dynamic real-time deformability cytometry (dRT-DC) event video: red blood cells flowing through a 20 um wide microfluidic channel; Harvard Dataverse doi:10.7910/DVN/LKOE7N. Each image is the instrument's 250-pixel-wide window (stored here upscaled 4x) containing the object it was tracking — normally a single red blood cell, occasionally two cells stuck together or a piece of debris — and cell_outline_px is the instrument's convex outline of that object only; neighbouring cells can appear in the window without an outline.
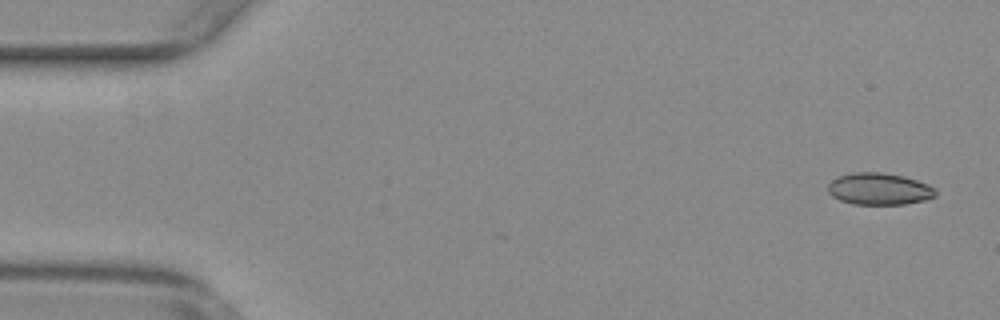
{"species": "common noctule bat (a hibernating species)", "species_latin": "Nyctalus noctula", "temperature_condition": "warm", "stored_images_in_passage": 55, "camera_frame_rate_fps": 3000, "um_per_image_px": 0.085, "animal": {"sex": "female", "body_mass_g": 29.2, "forearm_length_mm": 56.3}, "frame": {"image": 1, "passage_image": 3, "time_ms": 0.667, "image_size_px": [1000, 320], "cell_outline_px": [[936, 196], [924, 200], [904, 204], [852, 204], [840, 200], [832, 196], [828, 192], [828, 184], [832, 180], [840, 176], [852, 172], [884, 172], [904, 176], [928, 184], [936, 188]], "centroid_in_image_um": [74.74, 16.05], "position_along_channel_um": 10.3, "area_um2": 20.06}}
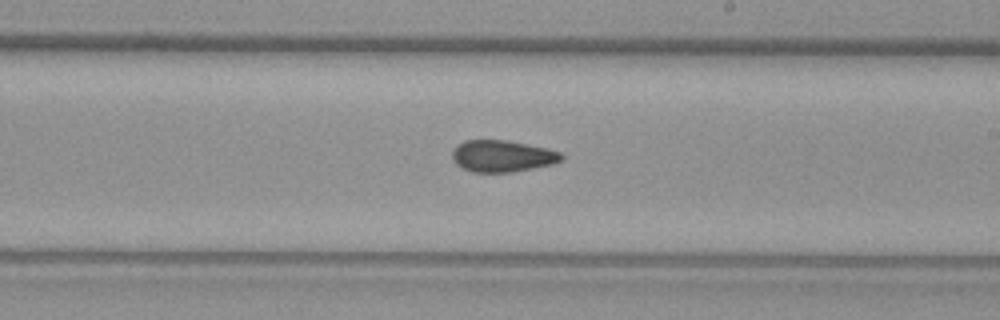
{"frame": {"image": 2, "passage_image": 32, "time_ms": 10.333, "image_size_px": [1000, 320], "cell_outline_px": [[564, 160], [552, 164], [512, 172], [472, 172], [460, 168], [452, 160], [452, 152], [456, 144], [464, 140], [504, 140], [548, 148], [560, 152], [564, 156]], "centroid_in_image_um": [42.67, 13.27], "position_along_channel_um": 246.3, "area_um2": 20.35}}
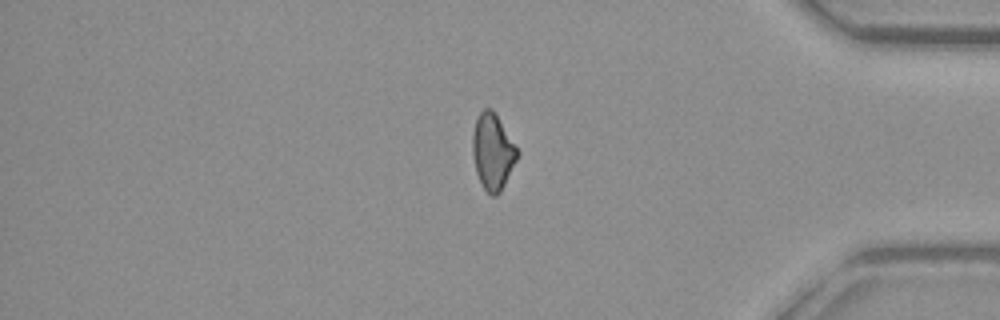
{"frame": {"image": 3, "passage_image": 46, "time_ms": 15.0, "image_size_px": [1000, 320], "cell_outline_px": [[520, 152], [500, 192], [496, 196], [492, 196], [484, 188], [476, 172], [472, 152], [472, 136], [476, 120], [480, 112], [484, 108], [492, 108]], "centroid_in_image_um": [41.87, 12.87], "position_along_channel_um": 393.3, "area_um2": 19.54}, "authors_computed_cell_mechanics": {"area_um2": 20.3456, "velocity_mm_per_s": 3.7968, "shape_relaxation_time_tau1_ms": null, "shape_relaxation_time_tau2_ms": 2.3076, "deformation_change_tau1": null, "deformation_change_tau2": 0.0714}}